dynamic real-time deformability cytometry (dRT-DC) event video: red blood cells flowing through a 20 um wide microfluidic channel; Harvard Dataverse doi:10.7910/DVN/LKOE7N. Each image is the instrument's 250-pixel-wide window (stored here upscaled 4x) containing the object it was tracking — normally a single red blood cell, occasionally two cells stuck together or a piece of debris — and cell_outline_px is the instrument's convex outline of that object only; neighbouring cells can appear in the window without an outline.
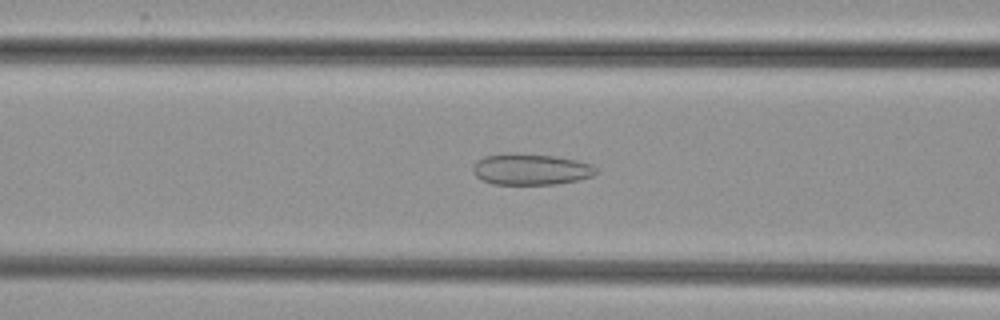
{"species": "common noctule bat (a hibernating species)", "species_latin": "Nyctalus noctula", "temperature_condition": "cold", "stored_images_in_passage": 45, "camera_frame_rate_fps": 3000, "um_per_image_px": 0.085, "animal": {"sex": "female", "body_mass_g": 29.2, "forearm_length_mm": 56.3}, "frame": {"image": 1, "passage_image": 14, "time_ms": 4.333, "image_size_px": [1000, 320], "cell_outline_px": [[596, 172], [592, 176], [576, 180], [556, 184], [492, 184], [476, 176], [472, 172], [472, 168], [476, 160], [484, 156], [508, 152], [516, 152], [556, 156], [576, 160], [592, 164], [596, 168]], "centroid_in_image_um": [45.08, 14.37], "position_along_channel_um": 121.5, "area_um2": 22.6}}
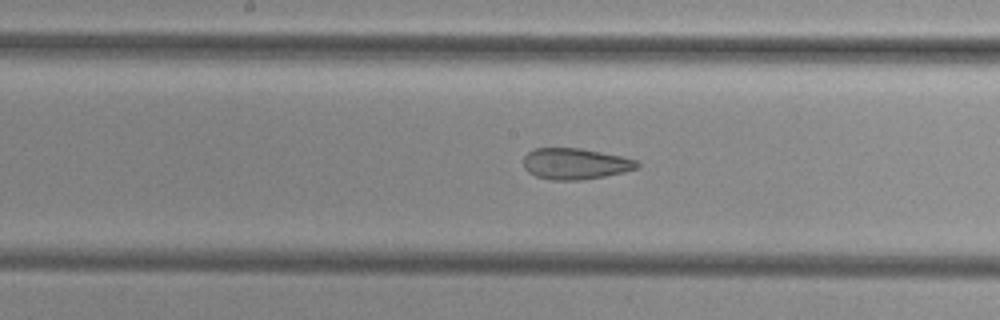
{"frame": {"image": 2, "passage_image": 20, "time_ms": 6.333, "image_size_px": [1000, 320], "cell_outline_px": [[640, 164], [636, 168], [624, 172], [584, 180], [552, 180], [536, 176], [528, 172], [524, 168], [524, 156], [528, 152], [536, 148], [580, 148], [620, 156], [636, 160]], "centroid_in_image_um": [48.87, 13.92], "position_along_channel_um": 199.3, "area_um2": 20.52}}
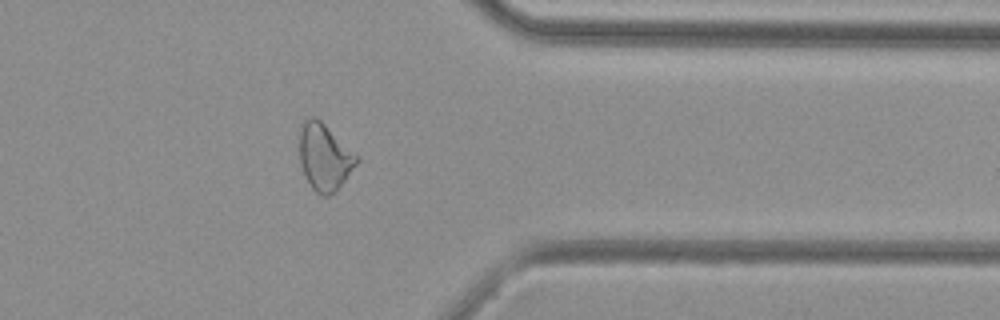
{"frame": {"image": 3, "passage_image": 35, "time_ms": 11.333, "image_size_px": [1000, 320], "cell_outline_px": [[360, 160], [336, 192], [328, 196], [320, 196], [312, 188], [300, 164], [300, 132], [304, 120], [308, 116], [316, 116], [360, 156]], "centroid_in_image_um": [27.62, 13.34], "position_along_channel_um": 383.8, "area_um2": 22.43}}